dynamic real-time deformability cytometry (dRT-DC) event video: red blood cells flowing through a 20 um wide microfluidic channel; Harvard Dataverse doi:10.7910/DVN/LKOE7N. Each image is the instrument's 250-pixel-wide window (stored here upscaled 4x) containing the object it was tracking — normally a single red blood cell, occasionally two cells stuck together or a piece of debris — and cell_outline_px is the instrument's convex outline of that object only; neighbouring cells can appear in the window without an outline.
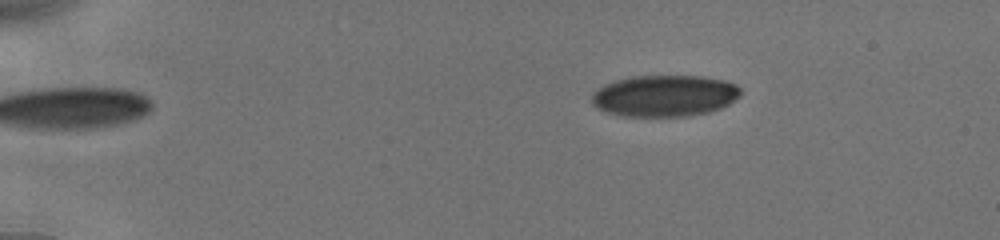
{"species": "human", "species_latin": "Homo sapiens", "temperature_condition": "cold", "stored_images_in_passage": 15, "camera_frame_rate_fps": 3000, "um_per_image_px": 0.085, "donor": {"sex": "male"}, "frame": {"image": 1, "passage_image": 3, "time_ms": 1.667, "image_size_px": [1000, 240], "cell_outline_px": [[740, 96], [728, 104], [720, 108], [708, 112], [688, 116], [624, 116], [608, 112], [596, 108], [592, 104], [592, 96], [604, 84], [616, 80], [632, 76], [704, 76], [724, 80], [736, 84], [740, 88]], "centroid_in_image_um": [56.51, 8.14], "position_along_channel_um": 28.5, "area_um2": 35.89}}
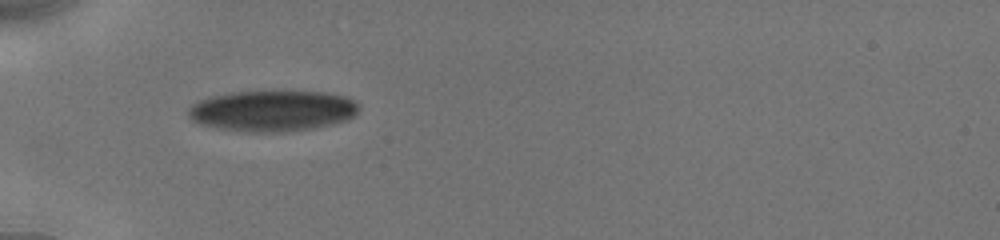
{"frame": {"image": 2, "passage_image": 10, "time_ms": 4.667, "image_size_px": [1000, 240], "cell_outline_px": [[360, 108], [348, 120], [332, 124], [312, 128], [284, 132], [248, 132], [220, 128], [200, 124], [192, 120], [188, 116], [188, 108], [192, 104], [200, 100], [212, 96], [232, 92], [324, 92], [344, 96], [352, 100]], "centroid_in_image_um": [23.14, 9.43], "position_along_channel_um": 61.9, "area_um2": 40.34}}
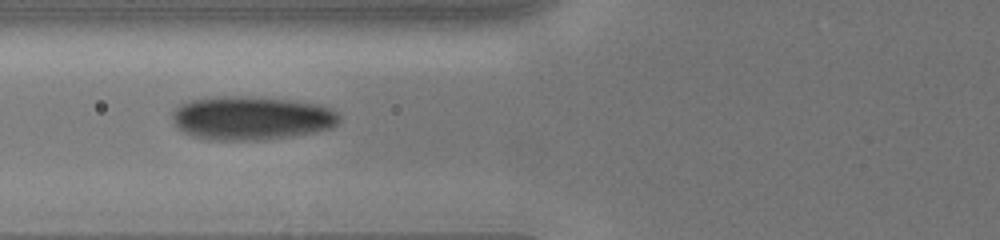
{"frame": {"image": 3, "passage_image": 13, "time_ms": 6.0, "image_size_px": [1000, 240], "cell_outline_px": [[340, 120], [332, 128], [292, 136], [264, 140], [208, 140], [192, 136], [176, 128], [172, 116], [172, 112], [176, 108], [192, 100], [220, 96], [252, 96], [288, 100], [320, 104], [332, 108], [340, 112]], "centroid_in_image_um": [21.4, 10.04], "position_along_channel_um": 104.4, "area_um2": 42.77}}